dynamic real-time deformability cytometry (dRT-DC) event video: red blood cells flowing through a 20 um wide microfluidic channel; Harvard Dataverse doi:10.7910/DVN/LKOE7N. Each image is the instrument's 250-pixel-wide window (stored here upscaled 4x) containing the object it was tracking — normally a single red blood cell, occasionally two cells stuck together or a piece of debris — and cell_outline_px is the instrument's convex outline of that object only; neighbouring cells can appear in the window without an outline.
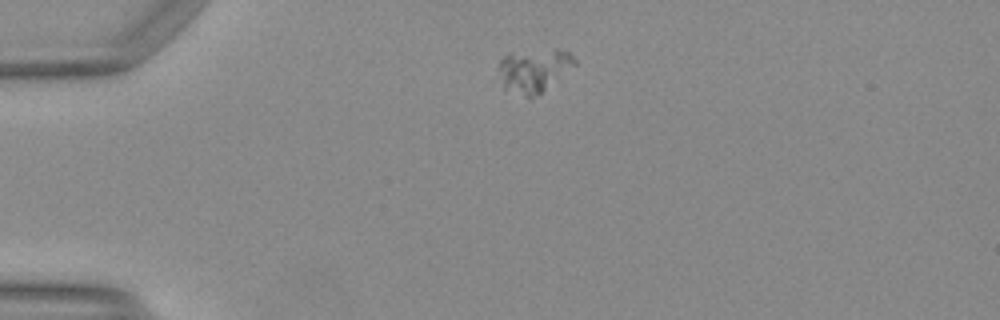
{"species": "Egyptian fruit bat (a non-hibernating species)", "species_latin": "Rousettus aegyptiacus", "temperature_condition": "warm", "stored_images_in_passage": 40, "camera_frame_rate_fps": 3000, "um_per_image_px": 0.085, "animal": {"sex": "female"}, "frame": {"image": 1, "passage_image": 1, "time_ms": 0.0, "image_size_px": [1000, 320], "cell_outline_px": [[576, 64], [540, 92], [532, 96], [524, 96], [504, 88], [496, 64], [508, 52], [556, 48], [568, 52], [576, 60]], "centroid_in_image_um": [45.33, 5.91], "position_along_channel_um": 39.7, "area_um2": 19.02}}
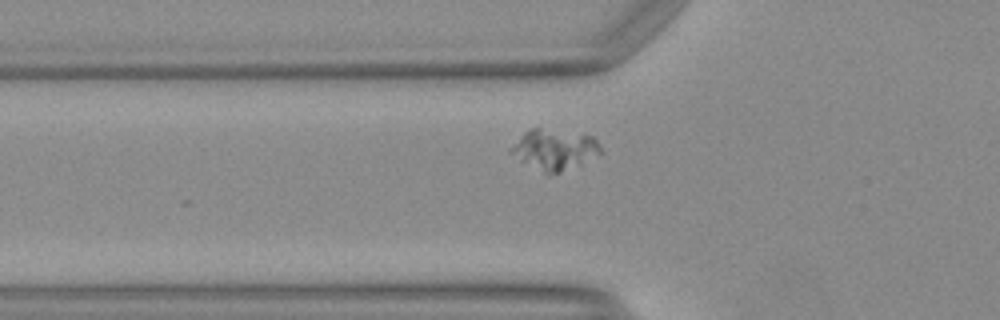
{"frame": {"image": 2, "passage_image": 7, "time_ms": 2.0, "image_size_px": [1000, 320], "cell_outline_px": [[604, 152], [580, 168], [560, 172], [544, 172], [520, 160], [508, 152], [508, 148], [528, 128], [540, 128], [584, 132], [592, 136], [600, 144]], "centroid_in_image_um": [47.21, 12.69], "position_along_channel_um": 78.6, "area_um2": 22.02}}
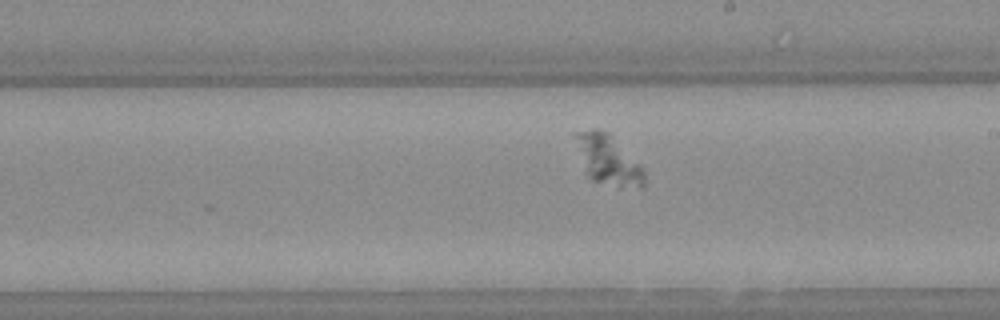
{"frame": {"image": 3, "passage_image": 19, "time_ms": 6.0, "image_size_px": [1000, 320], "cell_outline_px": [[644, 188], [620, 188], [592, 180], [584, 172], [572, 136], [572, 132], [592, 128], [600, 128], [608, 132], [644, 168]], "centroid_in_image_um": [51.63, 13.57], "position_along_channel_um": 237.4, "area_um2": 20.63}}